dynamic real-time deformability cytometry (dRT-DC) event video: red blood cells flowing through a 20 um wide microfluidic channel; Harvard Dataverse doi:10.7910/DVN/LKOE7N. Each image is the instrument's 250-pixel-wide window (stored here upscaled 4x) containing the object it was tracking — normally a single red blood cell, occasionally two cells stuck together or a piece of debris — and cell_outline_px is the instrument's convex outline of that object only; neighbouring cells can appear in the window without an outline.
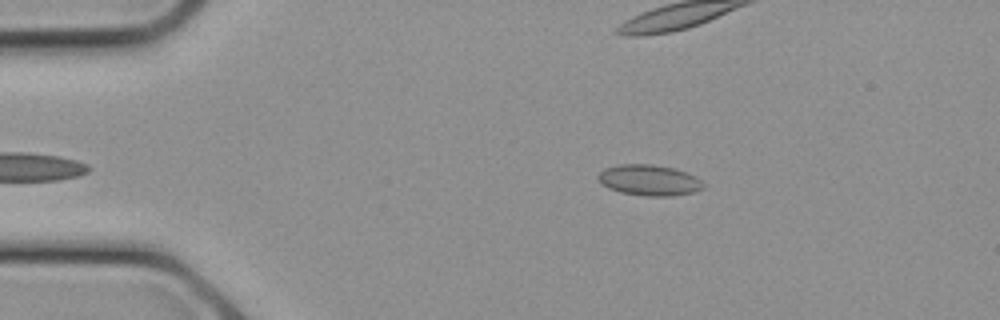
{"species": "common noctule bat (a hibernating species)", "species_latin": "Nyctalus noctula", "temperature_condition": "cold", "stored_images_in_passage": 9, "camera_frame_rate_fps": 3000, "um_per_image_px": 0.085, "animal": {"sex": "female", "body_mass_g": 21.9}, "frame": {"image": 1, "passage_image": 2, "time_ms": 0.333, "image_size_px": [1000, 320], "cell_outline_px": [[704, 188], [692, 192], [672, 196], [644, 196], [620, 192], [608, 188], [600, 184], [596, 176], [604, 168], [616, 164], [652, 164], [676, 168], [696, 176], [704, 184]], "centroid_in_image_um": [55.15, 15.3], "position_along_channel_um": 29.9, "area_um2": 19.19}}
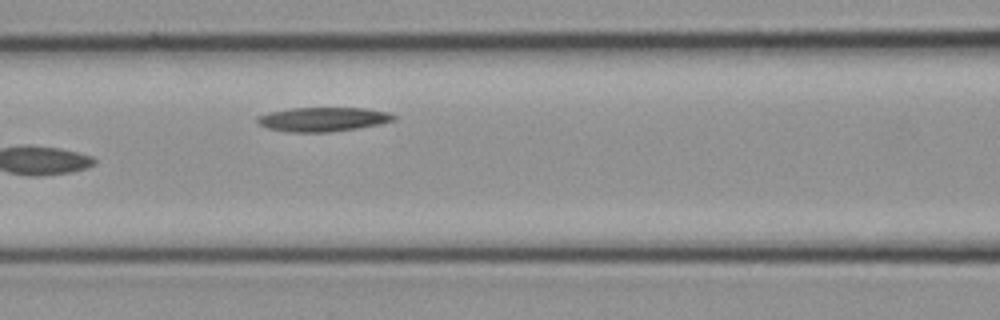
{"frame": {"image": 2, "passage_image": 9, "time_ms": 2.667, "image_size_px": [1000, 320], "cell_outline_px": [[396, 120], [380, 124], [356, 128], [328, 132], [288, 132], [268, 128], [256, 124], [256, 116], [268, 112], [292, 108], [368, 108], [388, 112], [396, 116]], "centroid_in_image_um": [27.42, 10.14], "position_along_channel_um": 139.2, "area_um2": 19.36}}